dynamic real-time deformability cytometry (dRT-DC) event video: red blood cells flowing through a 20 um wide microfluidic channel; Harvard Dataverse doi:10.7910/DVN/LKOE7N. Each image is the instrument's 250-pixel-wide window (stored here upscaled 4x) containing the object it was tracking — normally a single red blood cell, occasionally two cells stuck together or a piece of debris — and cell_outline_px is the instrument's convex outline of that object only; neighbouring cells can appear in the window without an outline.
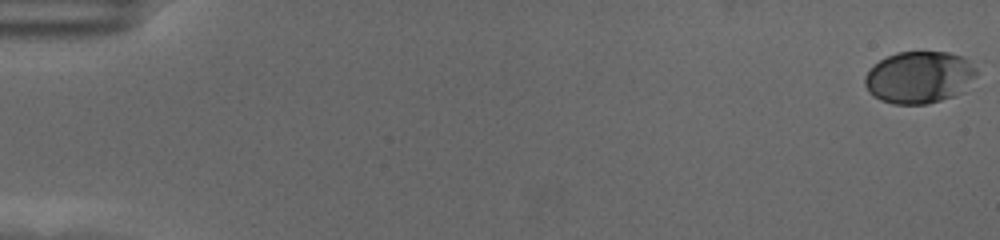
{"species": "human", "species_latin": "Homo sapiens", "temperature_condition": "cold", "stored_images_in_passage": 59, "camera_frame_rate_fps": 3000, "um_per_image_px": 0.085, "donor": {"sex": "female"}, "frame": {"image": 1, "passage_image": 1, "time_ms": 0.0, "image_size_px": [1000, 240], "cell_outline_px": [[976, 76], [964, 92], [956, 96], [928, 104], [892, 104], [880, 100], [872, 96], [868, 92], [864, 84], [864, 76], [868, 68], [872, 64], [896, 52], [948, 52], [964, 56], [976, 68]], "centroid_in_image_um": [78.12, 6.58], "position_along_channel_um": 6.9, "area_um2": 34.56}}
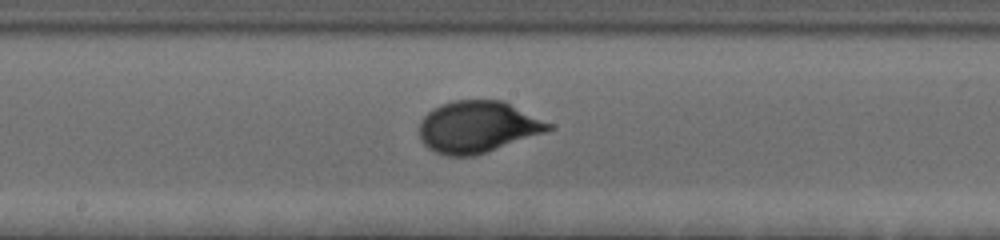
{"frame": {"image": 2, "passage_image": 33, "time_ms": 10.667, "image_size_px": [1000, 240], "cell_outline_px": [[556, 128], [476, 156], [448, 156], [436, 152], [428, 148], [420, 140], [420, 120], [432, 108], [440, 104], [452, 100], [504, 100], [552, 124]], "centroid_in_image_um": [40.59, 10.78], "position_along_channel_um": 207.6, "area_um2": 39.07}}
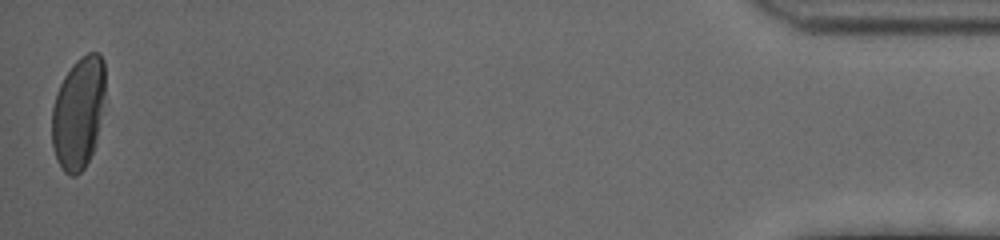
{"frame": {"image": 3, "passage_image": 59, "time_ms": 19.333, "image_size_px": [1000, 240], "cell_outline_px": [[104, 96], [96, 136], [92, 152], [84, 168], [76, 176], [72, 176], [64, 172], [56, 160], [52, 144], [52, 108], [56, 92], [64, 76], [72, 64], [80, 56], [88, 52], [100, 52], [104, 60]], "centroid_in_image_um": [6.63, 9.56], "position_along_channel_um": 428.6, "area_um2": 34.68}, "authors_computed_cell_mechanics": {"area_um2": 34.969, "velocity_mm_per_s": 3.4996, "shape_relaxation_time_tau1_ms": 3.0934, "shape_relaxation_time_tau2_ms": null, "deformation_change_tau1": 0.1695, "deformation_change_tau2": null}}